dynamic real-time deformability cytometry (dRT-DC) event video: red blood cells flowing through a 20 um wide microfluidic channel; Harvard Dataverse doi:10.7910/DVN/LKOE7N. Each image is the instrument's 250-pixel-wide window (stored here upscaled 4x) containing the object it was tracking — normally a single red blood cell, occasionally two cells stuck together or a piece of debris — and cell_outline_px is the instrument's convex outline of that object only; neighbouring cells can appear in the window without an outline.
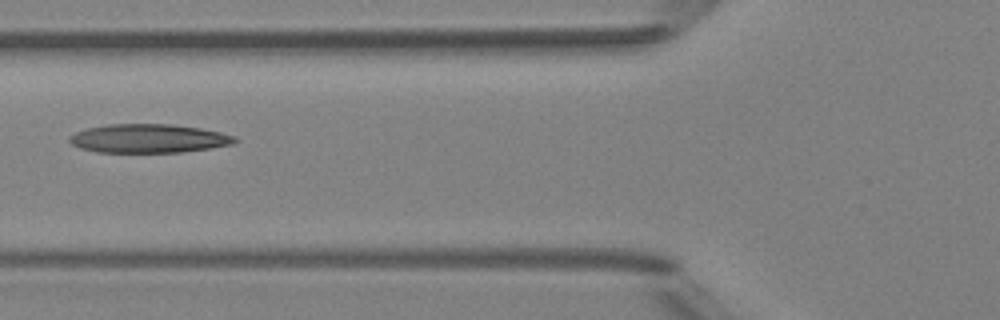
{"species": "Egyptian fruit bat (a non-hibernating species)", "species_latin": "Rousettus aegyptiacus", "temperature_condition": "room temperature", "stored_images_in_passage": 8, "camera_frame_rate_fps": 3000, "um_per_image_px": 0.085, "animal": {"sex": "female"}, "frame": {"image": 1, "passage_image": 6, "time_ms": 6.0, "image_size_px": [1000, 320], "cell_outline_px": [[240, 140], [232, 144], [208, 148], [180, 152], [96, 152], [80, 148], [72, 144], [68, 140], [68, 136], [76, 132], [88, 128], [108, 124], [172, 124], [200, 128], [220, 132], [236, 136]], "centroid_in_image_um": [12.63, 11.76], "position_along_channel_um": 113.2, "area_um2": 27.69}}
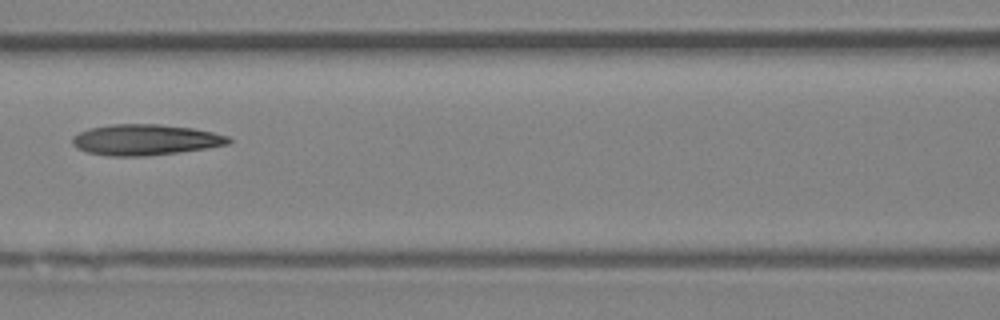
{"frame": {"image": 2, "passage_image": 7, "time_ms": 7.0, "image_size_px": [1000, 320], "cell_outline_px": [[232, 140], [228, 144], [204, 148], [148, 156], [108, 156], [88, 152], [76, 148], [72, 144], [72, 136], [88, 128], [112, 124], [160, 124], [192, 128], [212, 132], [228, 136]], "centroid_in_image_um": [12.3, 11.88], "position_along_channel_um": 154.3, "area_um2": 27.98}}
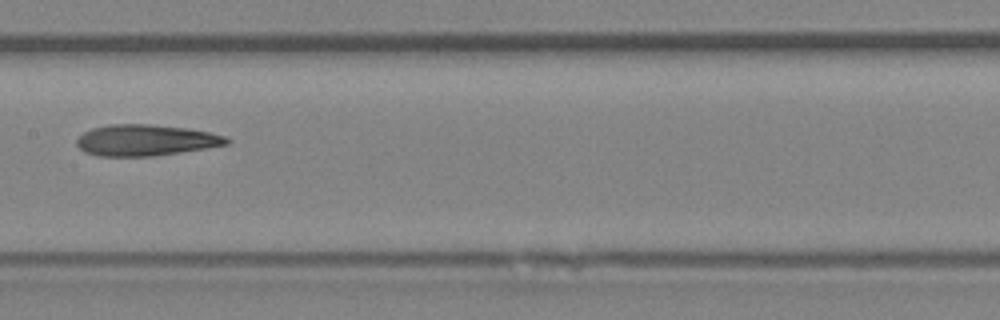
{"frame": {"image": 3, "passage_image": 8, "time_ms": 8.0, "image_size_px": [1000, 320], "cell_outline_px": [[232, 140], [228, 144], [208, 148], [152, 156], [96, 156], [84, 152], [76, 144], [76, 140], [84, 132], [92, 128], [108, 124], [148, 124], [188, 128], [208, 132], [224, 136]], "centroid_in_image_um": [12.37, 11.92], "position_along_channel_um": 195.0, "area_um2": 27.28}}